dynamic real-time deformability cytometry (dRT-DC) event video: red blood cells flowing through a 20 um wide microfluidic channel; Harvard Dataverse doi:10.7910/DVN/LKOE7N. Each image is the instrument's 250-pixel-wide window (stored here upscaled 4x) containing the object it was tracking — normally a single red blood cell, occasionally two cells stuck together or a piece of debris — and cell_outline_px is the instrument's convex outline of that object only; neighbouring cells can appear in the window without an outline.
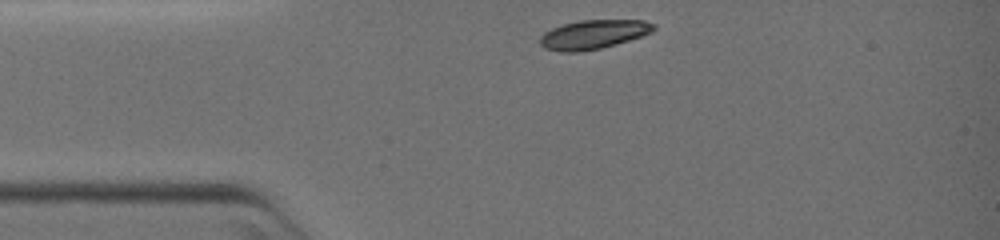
{"species": "common noctule bat (a hibernating species)", "species_latin": "Nyctalus noctula", "temperature_condition": "warm", "stored_images_in_passage": 41, "camera_frame_rate_fps": 3000, "um_per_image_px": 0.085, "animal": {"sex": "female", "body_mass_g": 19.0, "forearm_length_mm": 51.5}, "frame": {"image": 1, "passage_image": 1, "time_ms": 0.0, "image_size_px": [1000, 240], "cell_outline_px": [[656, 28], [652, 32], [628, 40], [600, 48], [576, 52], [560, 52], [544, 48], [540, 44], [540, 36], [544, 32], [552, 28], [564, 24], [580, 20], [644, 20], [656, 24]], "centroid_in_image_um": [50.42, 2.92], "position_along_channel_um": 34.6, "area_um2": 19.13}}
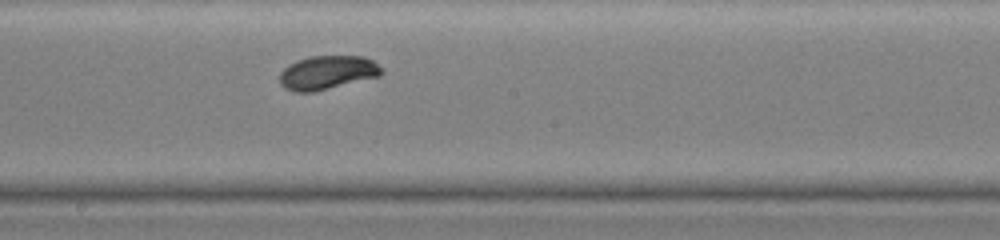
{"frame": {"image": 2, "passage_image": 22, "time_ms": 7.0, "image_size_px": [1000, 240], "cell_outline_px": [[384, 72], [380, 76], [312, 92], [296, 92], [284, 88], [280, 84], [280, 72], [288, 64], [296, 60], [308, 56], [364, 56], [372, 60], [384, 68]], "centroid_in_image_um": [27.83, 6.15], "position_along_channel_um": 220.4, "area_um2": 20.23}}
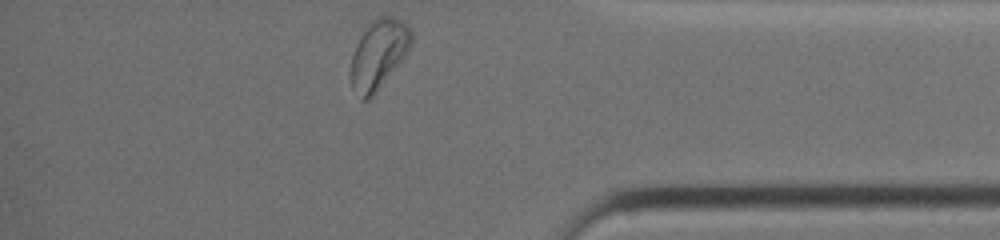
{"frame": {"image": 3, "passage_image": 41, "time_ms": 13.333, "image_size_px": [1000, 240], "cell_outline_px": [[412, 40], [408, 52], [376, 92], [368, 100], [360, 100], [352, 88], [348, 72], [352, 56], [356, 44], [364, 32], [376, 16], [392, 16], [404, 20], [408, 24], [412, 32]], "centroid_in_image_um": [32.17, 4.62], "position_along_channel_um": 403.0, "area_um2": 24.62}}